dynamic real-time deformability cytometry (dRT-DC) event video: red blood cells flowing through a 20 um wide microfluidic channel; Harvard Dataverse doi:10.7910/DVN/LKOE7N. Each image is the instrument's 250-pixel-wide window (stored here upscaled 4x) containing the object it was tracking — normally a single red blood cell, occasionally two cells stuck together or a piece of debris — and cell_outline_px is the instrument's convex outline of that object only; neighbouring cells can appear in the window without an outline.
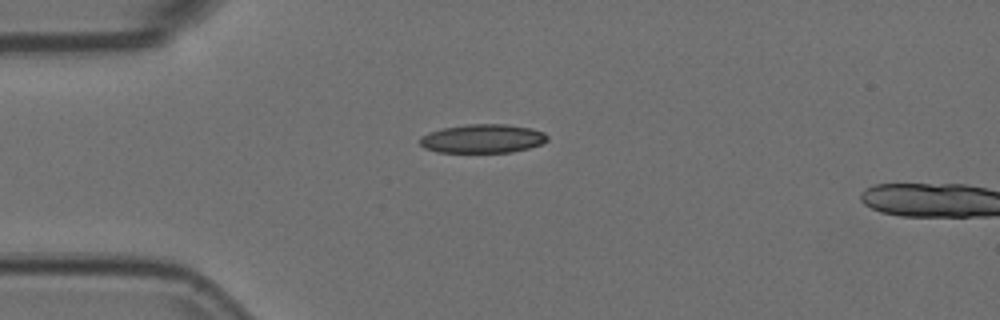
{"species": "Egyptian fruit bat (a non-hibernating species)", "species_latin": "Rousettus aegyptiacus", "temperature_condition": "room temperature", "stored_images_in_passage": 4, "camera_frame_rate_fps": 3000, "um_per_image_px": 0.085, "animal": {"sex": "female"}, "frame": {"image": 1, "passage_image": 4, "time_ms": 1.0, "image_size_px": [1000, 320], "cell_outline_px": [[548, 140], [540, 144], [528, 148], [512, 152], [436, 152], [424, 148], [420, 144], [420, 136], [428, 132], [440, 128], [468, 124], [504, 124], [532, 128], [544, 132], [548, 136]], "centroid_in_image_um": [41.0, 11.78], "position_along_channel_um": 44.0, "area_um2": 21.5}}